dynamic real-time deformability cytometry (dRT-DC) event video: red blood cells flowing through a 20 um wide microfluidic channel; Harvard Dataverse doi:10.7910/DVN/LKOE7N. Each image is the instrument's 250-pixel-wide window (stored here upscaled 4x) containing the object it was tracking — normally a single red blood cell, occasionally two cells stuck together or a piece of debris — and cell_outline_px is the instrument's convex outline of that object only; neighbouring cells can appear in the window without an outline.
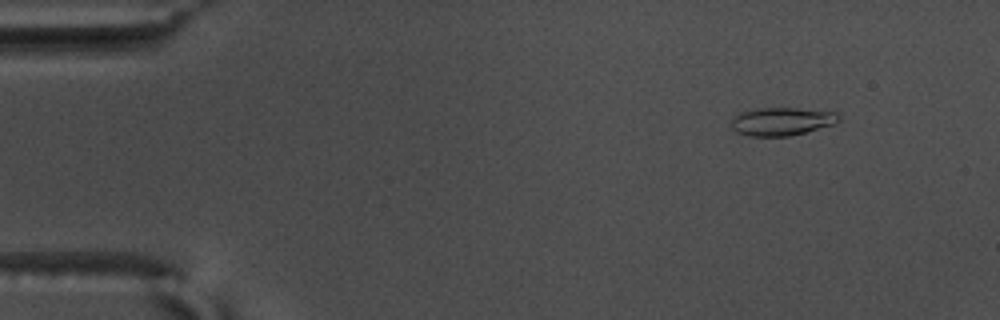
{"species": "common noctule bat (a hibernating species)", "species_latin": "Nyctalus noctula", "temperature_condition": "warm", "stored_images_in_passage": 56, "segment_of_instrument_passage": [1, 2], "camera_frame_rate_fps": 3000, "um_per_image_px": 0.085, "animal": {"sex": "male", "body_mass_g": 17.5, "forearm_length_mm": 52.3}, "frame": {"image": 1, "passage_image": 7, "time_ms": 2.0, "image_size_px": [1000, 320], "cell_outline_px": [[840, 120], [836, 124], [788, 136], [748, 136], [736, 132], [732, 128], [732, 120], [740, 112], [756, 108], [796, 108], [836, 112], [840, 116]], "centroid_in_image_um": [66.46, 10.32], "position_along_channel_um": 18.5, "area_um2": 17.57}}
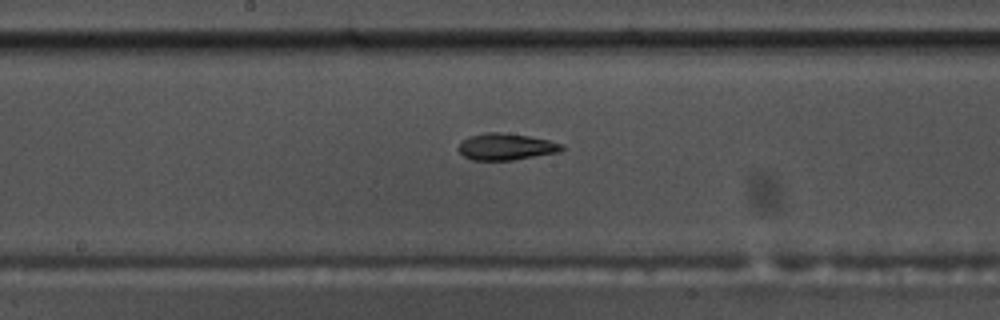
{"frame": {"image": 2, "passage_image": 30, "time_ms": 9.667, "image_size_px": [1000, 320], "cell_outline_px": [[564, 148], [560, 152], [512, 160], [472, 160], [464, 156], [456, 148], [460, 140], [468, 136], [484, 132], [500, 132], [528, 136], [548, 140], [564, 144]], "centroid_in_image_um": [42.96, 12.46], "position_along_channel_um": 205.2, "area_um2": 16.24}}
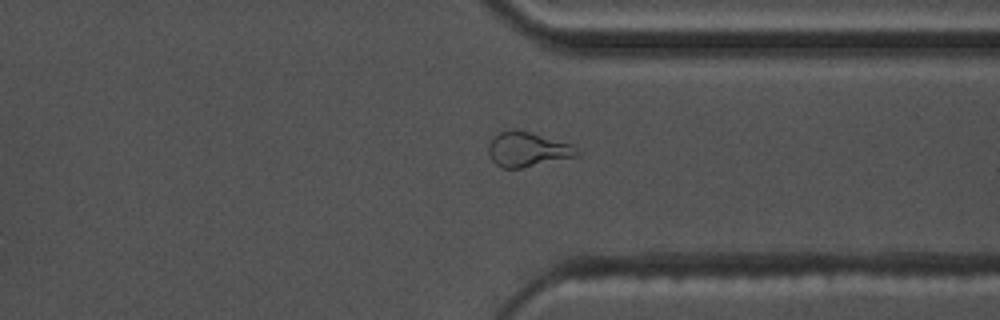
{"frame": {"image": 3, "passage_image": 43, "time_ms": 14.0, "image_size_px": [1000, 320], "cell_outline_px": [[580, 152], [576, 156], [520, 168], [500, 168], [492, 160], [488, 152], [488, 144], [504, 128], [520, 128], [572, 144]], "centroid_in_image_um": [44.81, 12.66], "position_along_channel_um": 366.6, "area_um2": 18.09}}